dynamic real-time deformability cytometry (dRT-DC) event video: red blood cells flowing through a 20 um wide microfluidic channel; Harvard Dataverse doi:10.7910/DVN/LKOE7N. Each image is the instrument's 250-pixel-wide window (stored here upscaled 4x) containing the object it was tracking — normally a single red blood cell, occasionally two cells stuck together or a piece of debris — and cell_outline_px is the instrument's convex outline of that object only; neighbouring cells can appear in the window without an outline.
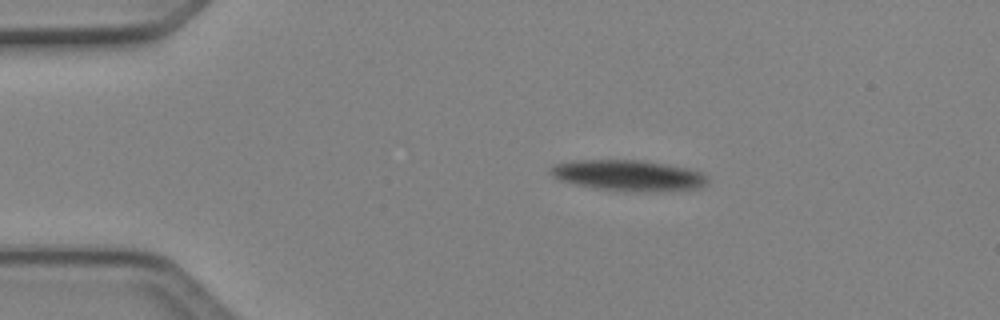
{"species": "Egyptian fruit bat (a non-hibernating species)", "species_latin": "Rousettus aegyptiacus", "temperature_condition": "cold", "stored_images_in_passage": 6, "camera_frame_rate_fps": 3000, "um_per_image_px": 0.085, "animal": {"sex": "female"}, "frame": {"image": 1, "passage_image": 2, "time_ms": 0.333, "image_size_px": [1000, 320], "cell_outline_px": [[708, 184], [700, 188], [668, 192], [596, 188], [576, 184], [560, 180], [552, 176], [548, 172], [548, 168], [552, 164], [572, 160], [644, 160], [688, 168], [700, 172], [708, 176]], "centroid_in_image_um": [53.43, 14.9], "position_along_channel_um": 31.6, "area_um2": 28.38}}
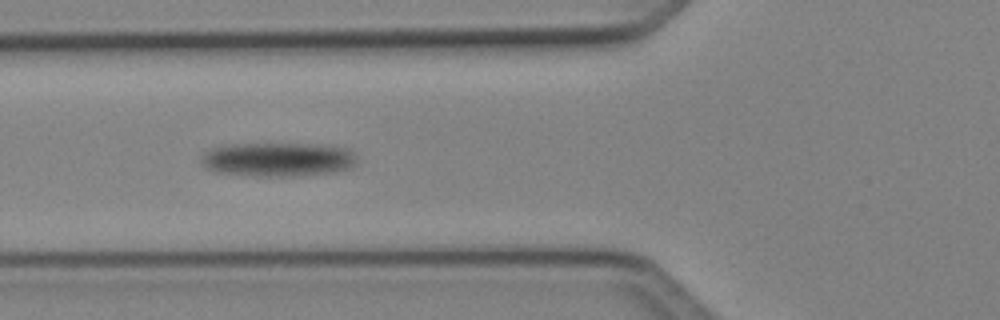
{"frame": {"image": 2, "passage_image": 5, "time_ms": 1.333, "image_size_px": [1000, 320], "cell_outline_px": [[356, 160], [348, 168], [336, 172], [292, 176], [256, 176], [212, 172], [204, 168], [200, 164], [200, 156], [204, 152], [212, 148], [224, 144], [312, 144], [348, 148], [356, 156]], "centroid_in_image_um": [23.52, 13.55], "position_along_channel_um": 102.3, "area_um2": 31.15}}
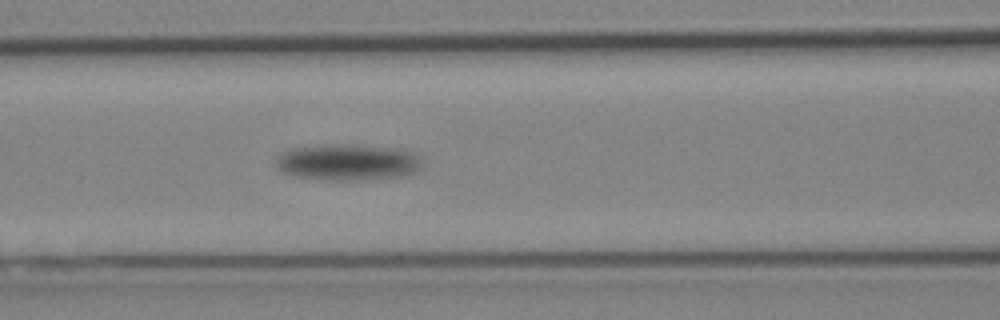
{"frame": {"image": 3, "passage_image": 6, "time_ms": 1.667, "image_size_px": [1000, 320], "cell_outline_px": [[420, 168], [412, 172], [400, 176], [360, 180], [324, 180], [296, 176], [284, 172], [276, 168], [276, 160], [284, 152], [292, 148], [336, 144], [340, 144], [388, 148], [416, 152], [420, 156]], "centroid_in_image_um": [29.54, 13.8], "position_along_channel_um": 137.1, "area_um2": 30.4}}